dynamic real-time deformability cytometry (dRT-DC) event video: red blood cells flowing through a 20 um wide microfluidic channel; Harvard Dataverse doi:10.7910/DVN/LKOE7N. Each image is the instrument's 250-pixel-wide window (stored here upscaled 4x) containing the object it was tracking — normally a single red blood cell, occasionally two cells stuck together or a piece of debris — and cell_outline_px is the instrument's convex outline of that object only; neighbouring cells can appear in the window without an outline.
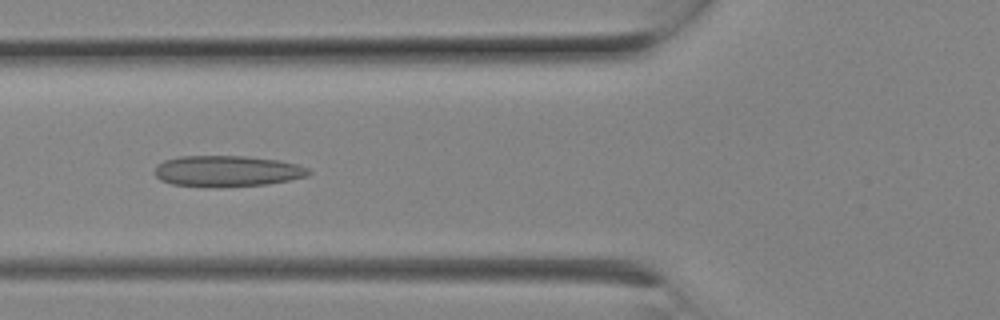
{"species": "Egyptian fruit bat (a non-hibernating species)", "species_latin": "Rousettus aegyptiacus", "temperature_condition": "room temperature", "stored_images_in_passage": 8, "camera_frame_rate_fps": 3000, "um_per_image_px": 0.085, "animal": {"sex": "female"}, "frame": {"image": 1, "passage_image": 7, "time_ms": 2.0, "image_size_px": [1000, 320], "cell_outline_px": [[312, 172], [304, 176], [288, 180], [268, 184], [220, 188], [216, 188], [172, 184], [160, 180], [156, 176], [156, 164], [164, 160], [180, 156], [244, 156], [280, 160], [296, 164], [308, 168]], "centroid_in_image_um": [19.28, 14.55], "position_along_channel_um": 106.5, "area_um2": 28.03}}
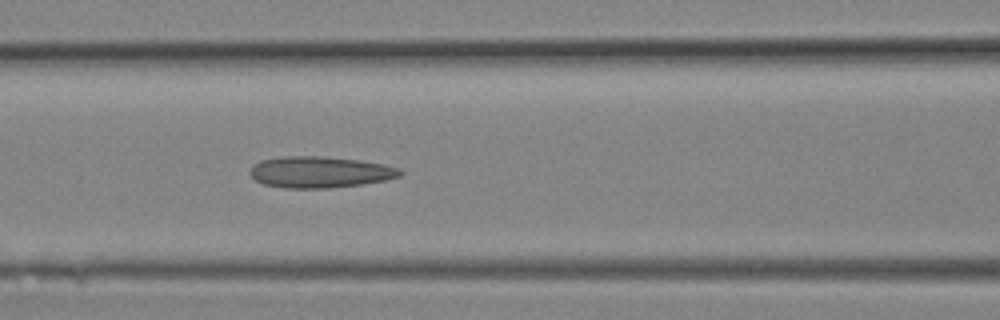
{"frame": {"image": 2, "passage_image": 8, "time_ms": 2.333, "image_size_px": [1000, 320], "cell_outline_px": [[404, 172], [400, 176], [384, 180], [360, 184], [328, 188], [284, 188], [264, 184], [256, 180], [248, 172], [260, 160], [284, 156], [324, 156], [360, 160], [384, 164], [400, 168]], "centroid_in_image_um": [27.21, 14.62], "position_along_channel_um": 139.4, "area_um2": 27.34}}